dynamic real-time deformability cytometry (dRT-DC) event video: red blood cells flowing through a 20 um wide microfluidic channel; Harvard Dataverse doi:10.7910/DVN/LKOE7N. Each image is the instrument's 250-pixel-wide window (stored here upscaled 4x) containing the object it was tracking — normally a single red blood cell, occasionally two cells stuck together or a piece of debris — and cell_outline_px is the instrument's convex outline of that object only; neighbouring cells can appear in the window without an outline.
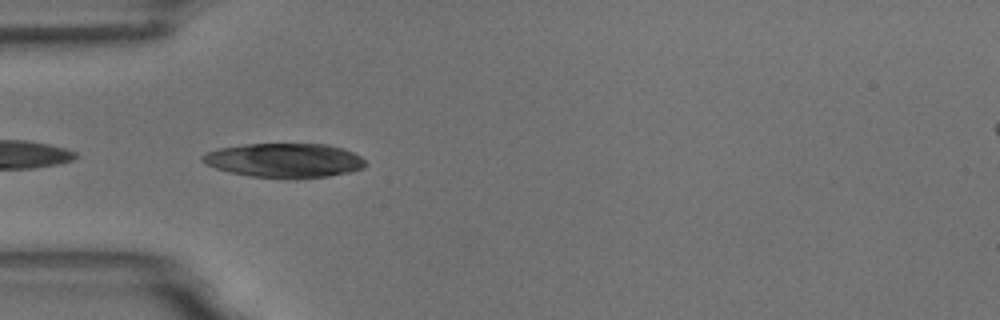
{"species": "common noctule bat (a hibernating species)", "species_latin": "Nyctalus noctula", "temperature_condition": "room temperature", "stored_images_in_passage": 10, "camera_frame_rate_fps": 3000, "um_per_image_px": 0.085, "animal": {"sex": "male", "body_mass_g": 18.8}, "frame": {"image": 1, "passage_image": 4, "time_ms": 3.333, "image_size_px": [1000, 320], "cell_outline_px": [[368, 164], [364, 168], [352, 172], [328, 176], [296, 180], [252, 176], [228, 172], [216, 168], [200, 160], [200, 156], [208, 152], [220, 148], [244, 144], [328, 144], [344, 148], [360, 156]], "centroid_in_image_um": [24.22, 13.65], "position_along_channel_um": 60.8, "area_um2": 33.0}}
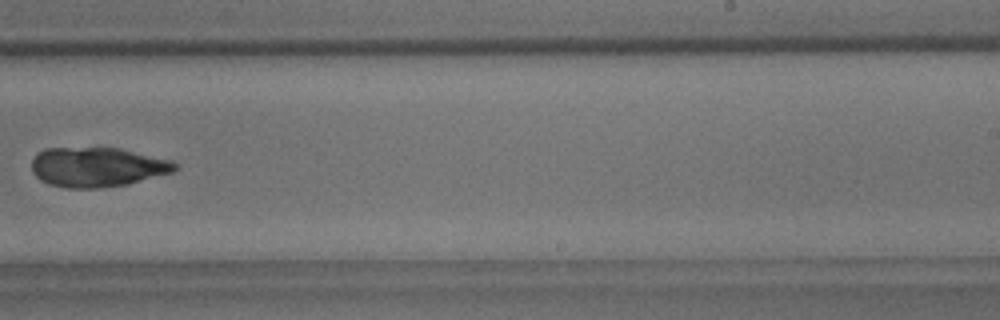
{"frame": {"image": 2, "passage_image": 9, "time_ms": 9.333, "image_size_px": [1000, 320], "cell_outline_px": [[180, 168], [172, 172], [128, 184], [100, 188], [64, 188], [48, 184], [40, 180], [32, 172], [32, 160], [36, 152], [44, 148], [120, 148], [172, 160], [180, 164]], "centroid_in_image_um": [8.27, 14.2], "position_along_channel_um": 280.7, "area_um2": 33.47}}